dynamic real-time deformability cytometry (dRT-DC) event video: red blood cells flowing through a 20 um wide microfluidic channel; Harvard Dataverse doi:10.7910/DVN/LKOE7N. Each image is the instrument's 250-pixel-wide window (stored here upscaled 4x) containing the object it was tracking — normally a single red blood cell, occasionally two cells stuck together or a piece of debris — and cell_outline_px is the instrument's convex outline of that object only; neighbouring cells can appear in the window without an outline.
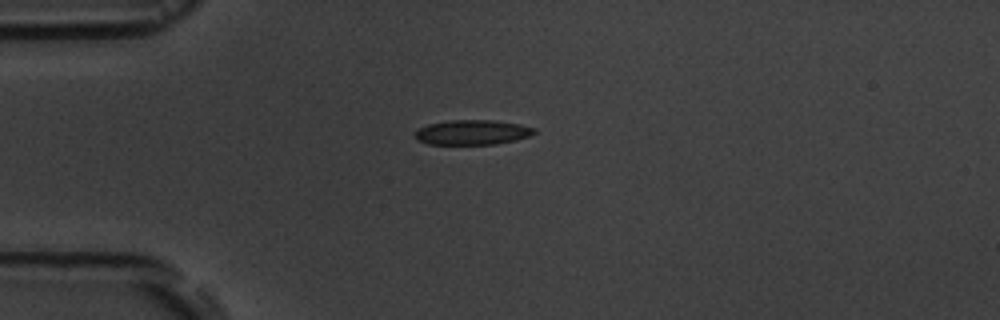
{"species": "common noctule bat (a hibernating species)", "species_latin": "Nyctalus noctula", "temperature_condition": "room temperature", "stored_images_in_passage": 2, "camera_frame_rate_fps": 3000, "um_per_image_px": 0.085, "animal": {"sex": "male", "body_mass_g": 19.5, "forearm_length_mm": 54.6}, "frame": {"image": 1, "passage_image": 1, "time_ms": 0.0, "image_size_px": [1000, 320], "cell_outline_px": [[536, 132], [528, 136], [516, 140], [496, 144], [428, 144], [416, 140], [416, 132], [420, 128], [428, 124], [452, 120], [492, 120], [520, 124], [536, 128]], "centroid_in_image_um": [40.17, 11.25], "position_along_channel_um": 44.8, "area_um2": 17.17}}